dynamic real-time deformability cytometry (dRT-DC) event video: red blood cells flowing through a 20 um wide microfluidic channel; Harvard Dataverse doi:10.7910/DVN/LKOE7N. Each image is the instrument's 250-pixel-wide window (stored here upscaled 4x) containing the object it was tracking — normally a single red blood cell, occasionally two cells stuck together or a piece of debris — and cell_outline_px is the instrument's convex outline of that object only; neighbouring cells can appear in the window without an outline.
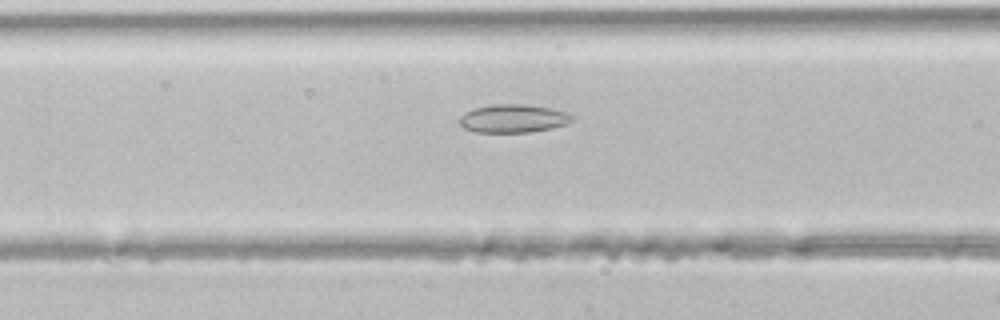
{"species": "common noctule bat (a hibernating species)", "species_latin": "Nyctalus noctula", "temperature_condition": "room temperature", "stored_images_in_passage": 31, "camera_frame_rate_fps": 3000, "um_per_image_px": 0.085, "animal": {"sex": "male", "body_mass_g": 21.5, "forearm_length_mm": 52.0}, "frame": {"image": 1, "passage_image": 7, "time_ms": 2.0, "image_size_px": [1000, 320], "cell_outline_px": [[572, 120], [564, 124], [552, 128], [528, 132], [476, 132], [464, 128], [460, 124], [460, 116], [464, 112], [472, 108], [492, 104], [524, 104], [552, 108], [564, 112], [572, 116]], "centroid_in_image_um": [43.56, 10.06], "position_along_channel_um": 123.0, "area_um2": 18.44}}
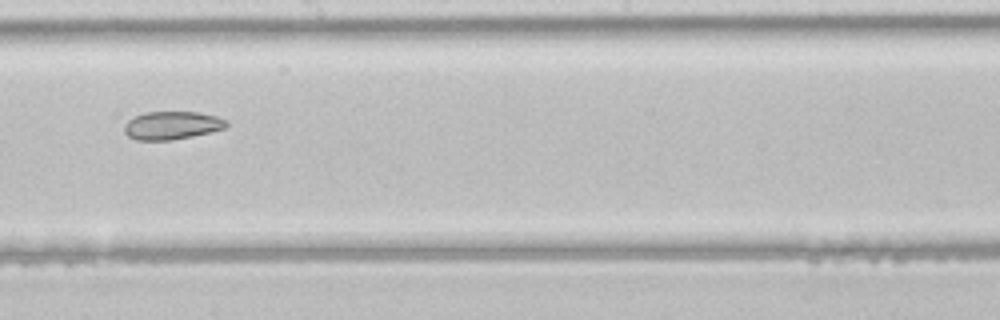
{"frame": {"image": 2, "passage_image": 14, "time_ms": 4.333, "image_size_px": [1000, 320], "cell_outline_px": [[228, 124], [224, 128], [192, 136], [172, 140], [136, 140], [128, 136], [124, 132], [124, 124], [128, 120], [144, 112], [200, 112], [216, 116], [228, 120]], "centroid_in_image_um": [14.6, 10.65], "position_along_channel_um": 233.6, "area_um2": 16.7}}
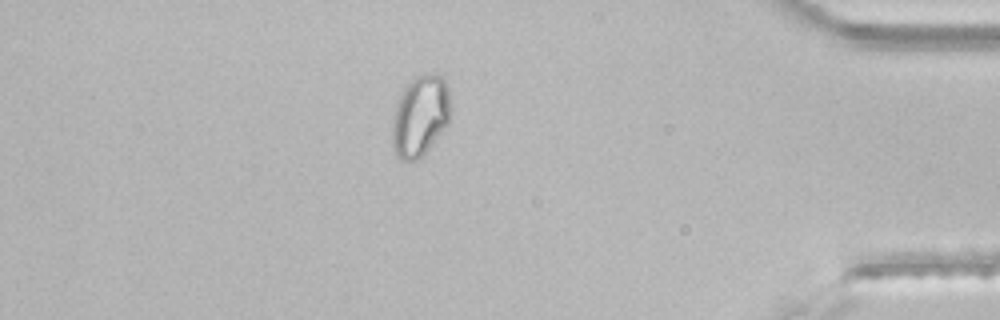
{"frame": {"image": 3, "passage_image": 27, "time_ms": 8.667, "image_size_px": [1000, 320], "cell_outline_px": [[448, 120], [444, 128], [428, 148], [416, 160], [400, 160], [396, 156], [392, 144], [392, 120], [396, 100], [404, 88], [416, 76], [424, 72], [440, 76], [444, 80], [448, 88]], "centroid_in_image_um": [35.65, 9.84], "position_along_channel_um": 399.5, "area_um2": 27.05}}